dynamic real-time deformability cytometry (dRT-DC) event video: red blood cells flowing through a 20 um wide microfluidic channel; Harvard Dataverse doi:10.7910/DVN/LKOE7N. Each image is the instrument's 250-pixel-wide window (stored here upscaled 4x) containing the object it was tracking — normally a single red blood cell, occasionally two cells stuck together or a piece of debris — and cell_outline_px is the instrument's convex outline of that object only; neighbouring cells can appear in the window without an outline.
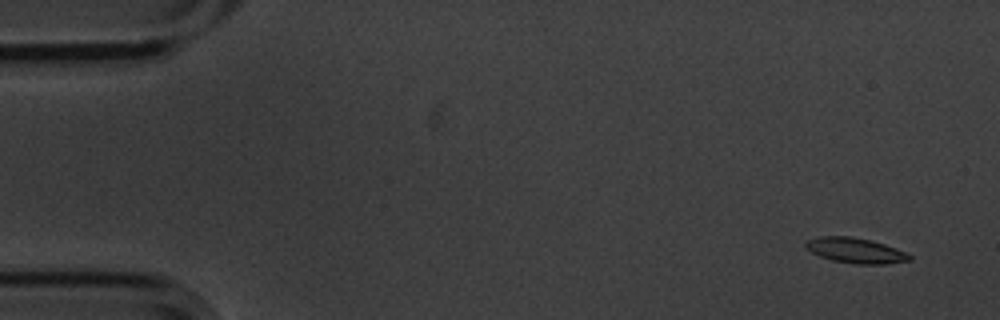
{"species": "common noctule bat (a hibernating species)", "species_latin": "Nyctalus noctula", "temperature_condition": "cold", "stored_images_in_passage": 6, "camera_frame_rate_fps": 3000, "um_per_image_px": 0.085, "animal": {"sex": "male", "body_mass_g": 20.1, "forearm_length_mm": 53.5}, "frame": {"image": 1, "passage_image": 1, "time_ms": 0.0, "image_size_px": [1000, 320], "cell_outline_px": [[912, 260], [884, 264], [856, 264], [832, 260], [820, 256], [804, 248], [804, 244], [808, 240], [820, 236], [852, 236], [872, 240], [896, 248], [912, 256]], "centroid_in_image_um": [72.71, 21.28], "position_along_channel_um": 12.3, "area_um2": 15.32}}
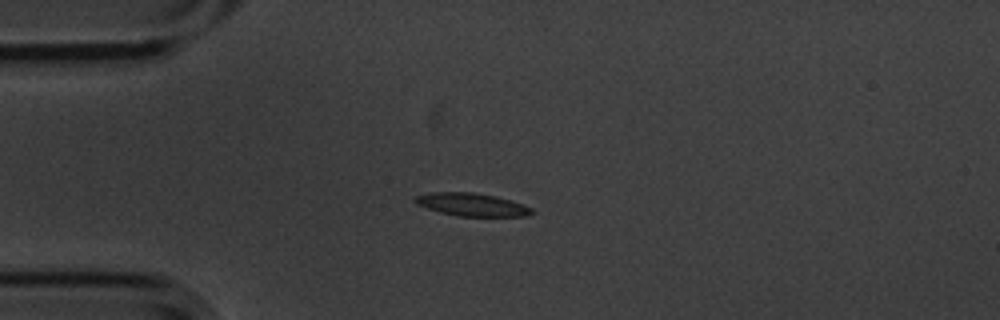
{"frame": {"image": 2, "passage_image": 4, "time_ms": 1.0, "image_size_px": [1000, 320], "cell_outline_px": [[536, 212], [528, 216], [456, 216], [440, 212], [416, 204], [412, 200], [416, 196], [432, 192], [472, 192], [496, 196], [532, 208]], "centroid_in_image_um": [40.09, 17.39], "position_along_channel_um": 44.9, "area_um2": 15.49}}
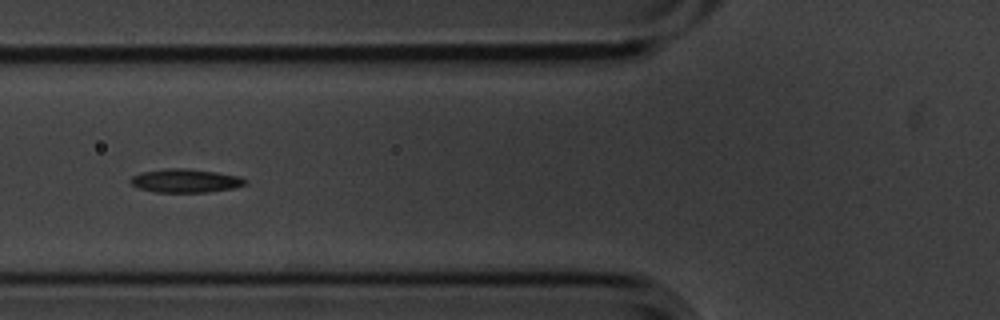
{"frame": {"image": 3, "passage_image": 6, "time_ms": 1.667, "image_size_px": [1000, 320], "cell_outline_px": [[248, 184], [236, 188], [208, 192], [156, 192], [140, 188], [132, 184], [128, 180], [132, 176], [140, 172], [164, 168], [188, 168], [216, 172], [240, 176], [248, 180]], "centroid_in_image_um": [15.8, 15.35], "position_along_channel_um": 110.0, "area_um2": 16.01}}